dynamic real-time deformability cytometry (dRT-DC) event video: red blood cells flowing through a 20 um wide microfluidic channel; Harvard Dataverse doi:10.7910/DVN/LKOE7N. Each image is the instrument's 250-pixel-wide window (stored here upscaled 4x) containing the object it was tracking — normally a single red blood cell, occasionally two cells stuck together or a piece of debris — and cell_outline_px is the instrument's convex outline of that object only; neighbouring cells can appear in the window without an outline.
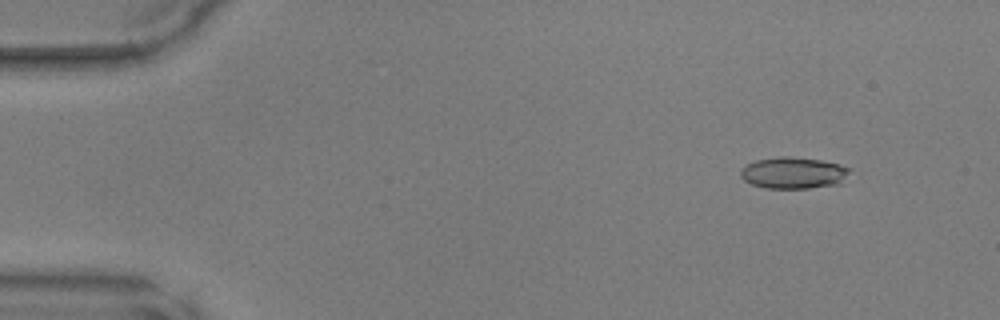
{"species": "common noctule bat (a hibernating species)", "species_latin": "Nyctalus noctula", "temperature_condition": "warm", "stored_images_in_passage": 15, "camera_frame_rate_fps": 3000, "um_per_image_px": 0.085, "animal": {"sex": "male", "body_mass_g": 17.9, "forearm_length_mm": 54.2}, "frame": {"image": 1, "passage_image": 5, "time_ms": 1.333, "image_size_px": [1000, 320], "cell_outline_px": [[852, 168], [840, 184], [808, 188], [764, 188], [752, 184], [744, 180], [740, 176], [740, 172], [748, 164], [756, 160], [784, 156], [820, 160]], "centroid_in_image_um": [67.44, 14.71], "position_along_channel_um": 17.6, "area_um2": 19.77}}
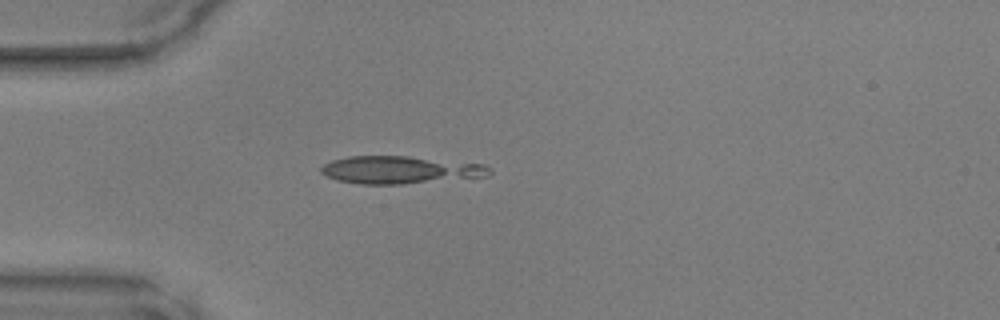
{"frame": {"image": 2, "passage_image": 14, "time_ms": 4.333, "image_size_px": [1000, 320], "cell_outline_px": [[492, 172], [488, 176], [404, 184], [360, 184], [336, 180], [320, 172], [320, 168], [324, 164], [332, 160], [348, 156], [408, 156], [484, 164], [492, 168]], "centroid_in_image_um": [34.02, 14.44], "position_along_channel_um": 51.0, "area_um2": 27.17}}